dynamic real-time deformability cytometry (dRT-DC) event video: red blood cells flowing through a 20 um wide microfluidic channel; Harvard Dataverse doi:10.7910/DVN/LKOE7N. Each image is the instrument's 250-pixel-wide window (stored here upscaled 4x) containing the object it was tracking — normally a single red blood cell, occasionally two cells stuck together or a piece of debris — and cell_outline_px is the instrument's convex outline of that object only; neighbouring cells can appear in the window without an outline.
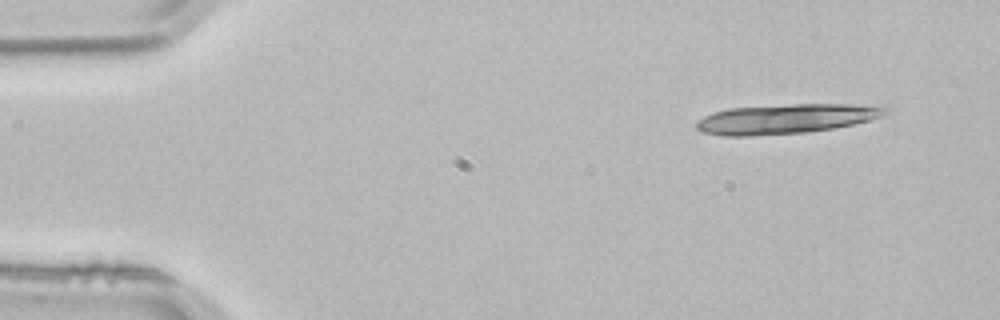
{"species": "common noctule bat (a hibernating species)", "species_latin": "Nyctalus noctula", "temperature_condition": "room temperature", "stored_images_in_passage": 4, "camera_frame_rate_fps": 3000, "um_per_image_px": 0.085, "animal": {"sex": "male", "body_mass_g": 21.5, "forearm_length_mm": 52.0}, "frame": {"image": 1, "passage_image": 1, "time_ms": 0.0, "image_size_px": [1000, 320], "cell_outline_px": [[892, 112], [868, 120], [852, 124], [832, 128], [808, 132], [752, 136], [720, 136], [704, 132], [696, 128], [696, 120], [712, 112], [728, 108], [792, 104], [884, 104]], "centroid_in_image_um": [66.84, 10.09], "position_along_channel_um": 18.2, "area_um2": 33.12}}